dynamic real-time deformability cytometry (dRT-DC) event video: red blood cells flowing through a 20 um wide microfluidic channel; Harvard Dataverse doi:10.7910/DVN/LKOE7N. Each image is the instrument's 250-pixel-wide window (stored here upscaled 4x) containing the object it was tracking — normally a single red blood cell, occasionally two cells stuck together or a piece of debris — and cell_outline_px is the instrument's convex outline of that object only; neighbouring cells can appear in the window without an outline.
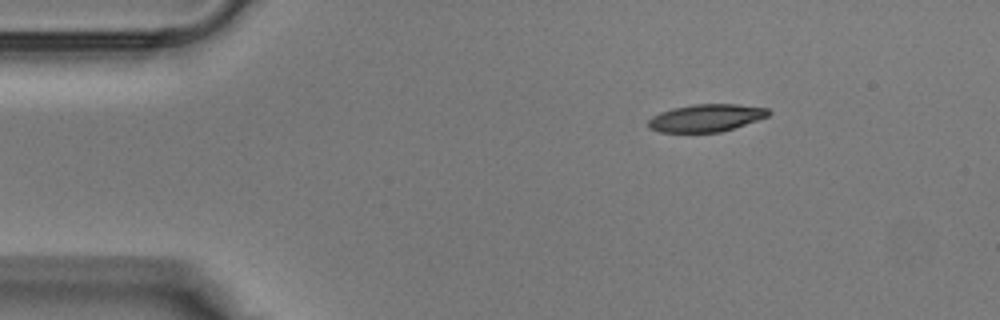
{"species": "Egyptian fruit bat (a non-hibernating species)", "species_latin": "Rousettus aegyptiacus", "temperature_condition": "warm", "stored_images_in_passage": 34, "camera_frame_rate_fps": 3000, "um_per_image_px": 0.085, "animal": {"sex": "male"}, "frame": {"image": 1, "passage_image": 1, "time_ms": 0.0, "image_size_px": [1000, 320], "cell_outline_px": [[772, 112], [768, 116], [720, 132], [660, 132], [648, 128], [648, 120], [652, 116], [660, 112], [672, 108], [692, 104], [736, 104], [768, 108]], "centroid_in_image_um": [59.99, 10.01], "position_along_channel_um": 25.0, "area_um2": 19.19}}
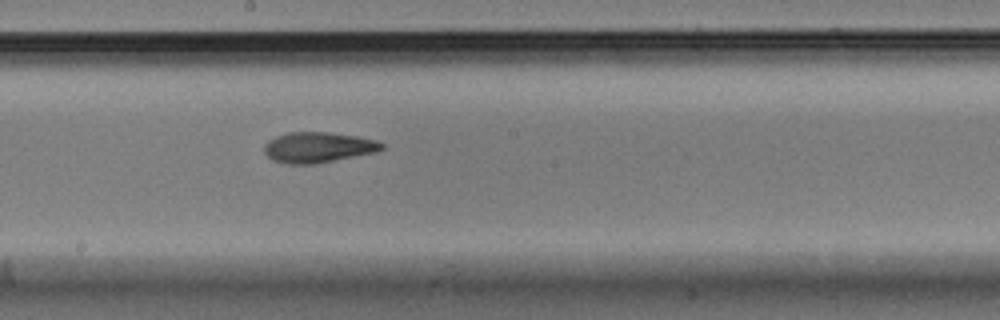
{"frame": {"image": 2, "passage_image": 16, "time_ms": 5.0, "image_size_px": [1000, 320], "cell_outline_px": [[384, 148], [376, 152], [316, 164], [288, 164], [272, 160], [264, 152], [264, 144], [268, 140], [276, 136], [288, 132], [324, 132], [356, 136], [376, 140], [384, 144]], "centroid_in_image_um": [27.02, 12.53], "position_along_channel_um": 221.2, "area_um2": 20.92}}
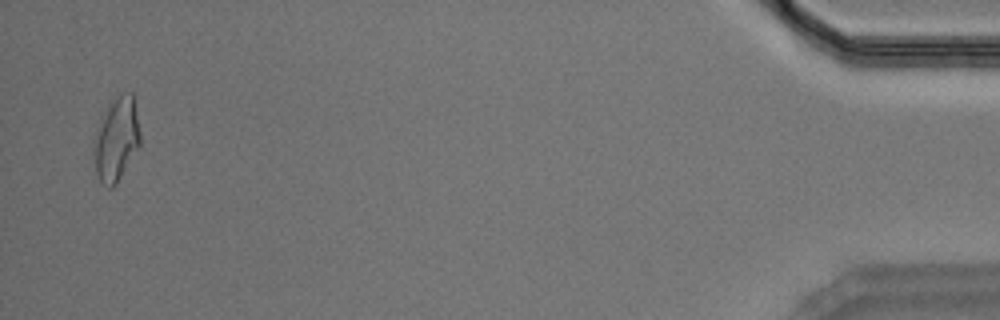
{"frame": {"image": 3, "passage_image": 33, "time_ms": 10.667, "image_size_px": [1000, 320], "cell_outline_px": [[140, 148], [116, 184], [112, 188], [108, 188], [100, 184], [96, 172], [92, 148], [92, 140], [96, 128], [100, 120], [108, 108], [124, 92], [132, 92], [140, 132]], "centroid_in_image_um": [9.87, 11.94], "position_along_channel_um": 425.3, "area_um2": 22.72}}